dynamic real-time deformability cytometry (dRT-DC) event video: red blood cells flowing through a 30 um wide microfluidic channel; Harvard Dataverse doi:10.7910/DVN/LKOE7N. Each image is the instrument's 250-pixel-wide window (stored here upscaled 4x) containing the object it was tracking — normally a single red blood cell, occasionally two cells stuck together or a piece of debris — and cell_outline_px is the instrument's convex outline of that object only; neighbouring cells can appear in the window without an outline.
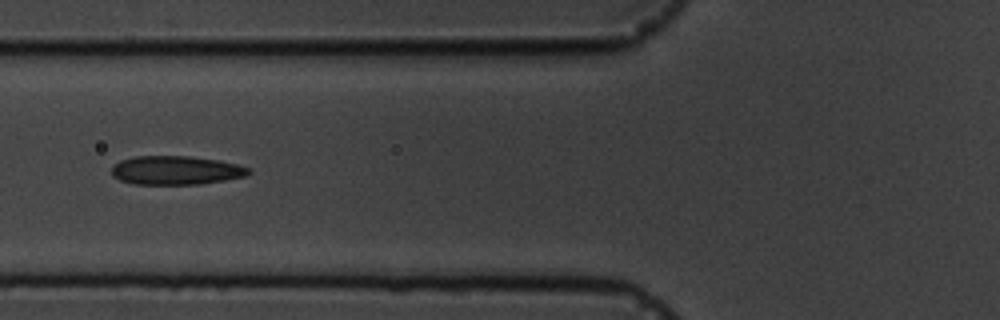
{"species": "common noctule bat (a hibernating species)", "species_latin": "Nyctalus noctula", "temperature_condition": "cold", "stored_images_in_passage": 6, "camera_frame_rate_fps": 3000, "um_per_image_px": 0.085, "animal": {"sex": "male", "body_mass_g": 19.5, "forearm_length_mm": 54.6}, "frame": {"image": 1, "passage_image": 6, "time_ms": 6.667, "image_size_px": [1000, 320], "cell_outline_px": [[252, 172], [248, 176], [200, 184], [132, 184], [120, 180], [112, 176], [112, 164], [120, 160], [136, 156], [188, 156], [216, 160], [236, 164], [248, 168]], "centroid_in_image_um": [14.92, 14.48], "position_along_channel_um": 110.9, "area_um2": 23.0}}